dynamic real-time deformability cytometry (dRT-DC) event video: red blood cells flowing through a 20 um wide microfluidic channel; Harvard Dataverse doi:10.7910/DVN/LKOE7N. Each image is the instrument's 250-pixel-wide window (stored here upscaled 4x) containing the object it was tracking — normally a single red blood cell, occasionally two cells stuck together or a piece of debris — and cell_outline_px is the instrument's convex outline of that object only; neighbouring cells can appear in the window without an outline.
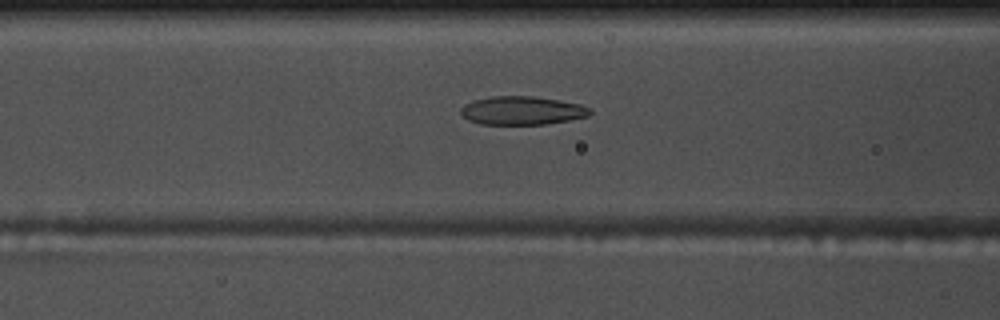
{"species": "common noctule bat (a hibernating species)", "species_latin": "Nyctalus noctula", "temperature_condition": "warm", "stored_images_in_passage": 47, "camera_frame_rate_fps": 3000, "um_per_image_px": 0.085, "animal": {"sex": "male", "body_mass_g": 17.5, "forearm_length_mm": 52.3}, "frame": {"image": 1, "passage_image": 19, "time_ms": 6.0, "image_size_px": [1000, 320], "cell_outline_px": [[592, 112], [588, 116], [568, 120], [544, 124], [480, 124], [468, 120], [460, 112], [460, 108], [464, 104], [472, 100], [492, 96], [532, 96], [560, 100], [580, 104], [592, 108]], "centroid_in_image_um": [44.37, 9.39], "position_along_channel_um": 122.2, "area_um2": 21.5}}
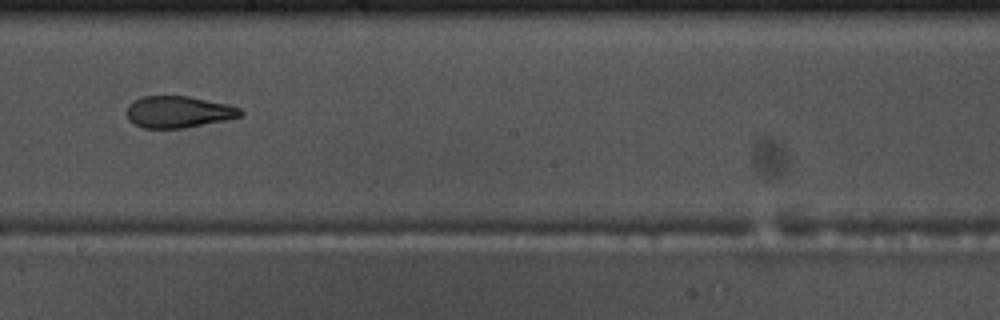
{"frame": {"image": 2, "passage_image": 28, "time_ms": 9.0, "image_size_px": [1000, 320], "cell_outline_px": [[244, 112], [240, 116], [224, 120], [184, 128], [144, 128], [128, 120], [128, 104], [132, 100], [144, 96], [188, 96], [228, 104], [240, 108]], "centroid_in_image_um": [15.16, 9.5], "position_along_channel_um": 233.0, "area_um2": 20.87}}
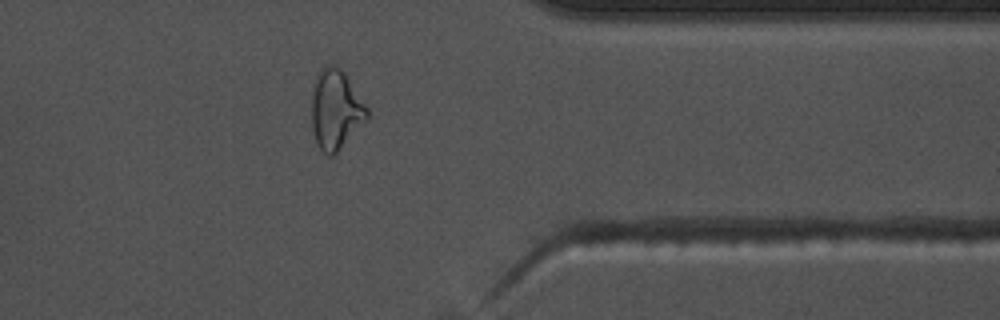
{"frame": {"image": 3, "passage_image": 41, "time_ms": 13.333, "image_size_px": [1000, 320], "cell_outline_px": [[368, 116], [340, 148], [332, 156], [328, 156], [316, 144], [312, 128], [312, 88], [316, 76], [320, 68], [328, 64], [336, 64], [344, 72], [368, 108]], "centroid_in_image_um": [28.5, 9.26], "position_along_channel_um": 382.9, "area_um2": 25.43}}